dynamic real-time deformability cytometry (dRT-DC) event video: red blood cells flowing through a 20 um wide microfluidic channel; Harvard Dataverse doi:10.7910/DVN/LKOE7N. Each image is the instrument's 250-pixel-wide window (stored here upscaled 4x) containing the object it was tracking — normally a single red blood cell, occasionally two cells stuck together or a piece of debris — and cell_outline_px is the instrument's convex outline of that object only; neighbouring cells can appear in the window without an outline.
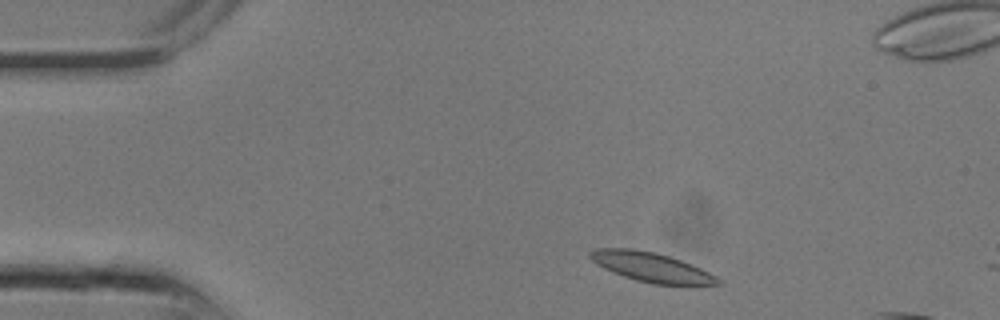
{"species": "common noctule bat (a hibernating species)", "species_latin": "Nyctalus noctula", "temperature_condition": "room temperature", "stored_images_in_passage": 3, "camera_frame_rate_fps": 3000, "um_per_image_px": 0.085, "animal": {"sex": "male", "body_mass_g": 13.3}, "frame": {"image": 1, "passage_image": 2, "time_ms": 0.333, "image_size_px": [1000, 320], "cell_outline_px": [[720, 284], [652, 284], [636, 280], [612, 272], [596, 264], [588, 256], [588, 252], [596, 248], [632, 248], [656, 252], [692, 264], [716, 276], [720, 280]], "centroid_in_image_um": [55.3, 22.68], "position_along_channel_um": 29.7, "area_um2": 21.73}}